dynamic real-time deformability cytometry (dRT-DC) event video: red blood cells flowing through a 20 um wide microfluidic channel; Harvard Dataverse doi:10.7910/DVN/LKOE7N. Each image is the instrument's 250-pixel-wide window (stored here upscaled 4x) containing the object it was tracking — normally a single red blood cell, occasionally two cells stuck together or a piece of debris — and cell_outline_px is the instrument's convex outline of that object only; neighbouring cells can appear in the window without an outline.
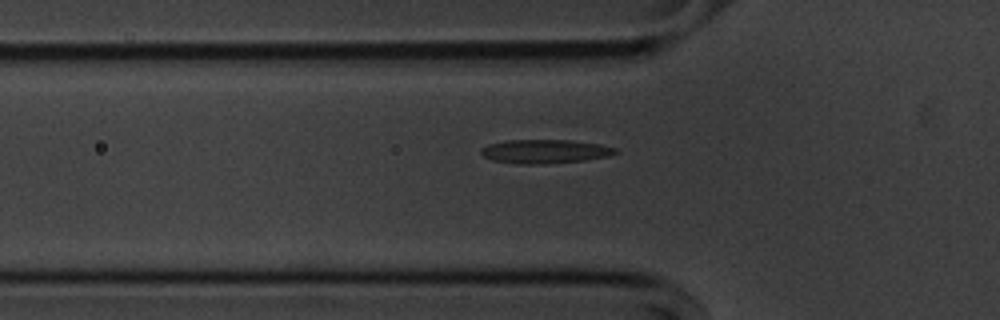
{"species": "common noctule bat (a hibernating species)", "species_latin": "Nyctalus noctula", "temperature_condition": "cold", "stored_images_in_passage": 38, "camera_frame_rate_fps": 3000, "um_per_image_px": 0.085, "animal": {"sex": "male", "body_mass_g": 20.1, "forearm_length_mm": 53.5}, "frame": {"image": 1, "passage_image": 5, "time_ms": 1.333, "image_size_px": [1000, 320], "cell_outline_px": [[620, 152], [612, 156], [584, 160], [544, 164], [516, 164], [492, 160], [484, 156], [480, 152], [480, 148], [488, 144], [508, 140], [568, 140], [600, 144], [616, 148]], "centroid_in_image_um": [46.34, 12.87], "position_along_channel_um": 79.5, "area_um2": 18.84}}
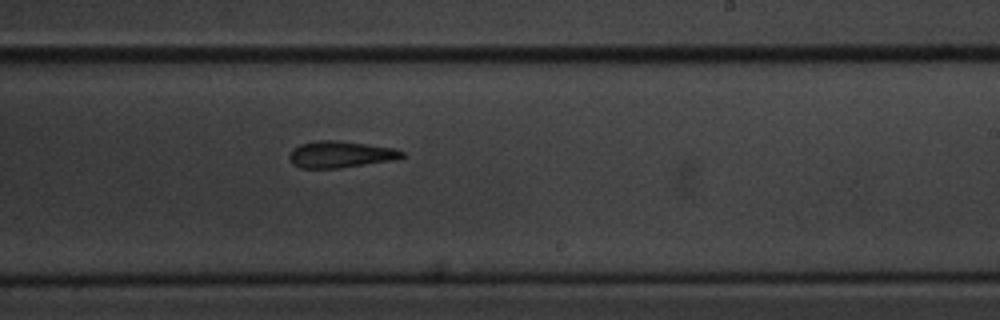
{"frame": {"image": 2, "passage_image": 20, "time_ms": 6.333, "image_size_px": [1000, 320], "cell_outline_px": [[404, 156], [400, 160], [340, 168], [300, 168], [292, 164], [288, 160], [288, 156], [292, 148], [300, 144], [316, 140], [336, 140], [368, 144], [392, 148], [404, 152]], "centroid_in_image_um": [28.93, 13.13], "position_along_channel_um": 260.1, "area_um2": 17.86}}
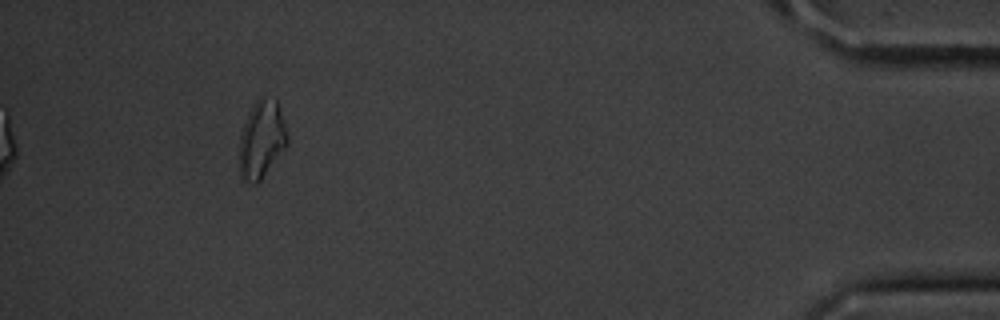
{"frame": {"image": 3, "passage_image": 38, "time_ms": 12.333, "image_size_px": [1000, 320], "cell_outline_px": [[288, 144], [260, 180], [256, 184], [252, 184], [240, 180], [240, 136], [244, 124], [252, 104], [260, 96], [264, 96], [276, 100], [284, 120], [288, 136]], "centroid_in_image_um": [22.24, 11.85], "position_along_channel_um": 413.0, "area_um2": 21.68}, "authors_computed_cell_mechanics": {"area_um2": 18.1492, "velocity_mm_per_s": 3.5936, "shape_relaxation_time_tau1_ms": 4.3157, "shape_relaxation_time_tau2_ms": 5.562, "deformation_change_tau1": 0.1135, "deformation_change_tau2": 0.1282}}